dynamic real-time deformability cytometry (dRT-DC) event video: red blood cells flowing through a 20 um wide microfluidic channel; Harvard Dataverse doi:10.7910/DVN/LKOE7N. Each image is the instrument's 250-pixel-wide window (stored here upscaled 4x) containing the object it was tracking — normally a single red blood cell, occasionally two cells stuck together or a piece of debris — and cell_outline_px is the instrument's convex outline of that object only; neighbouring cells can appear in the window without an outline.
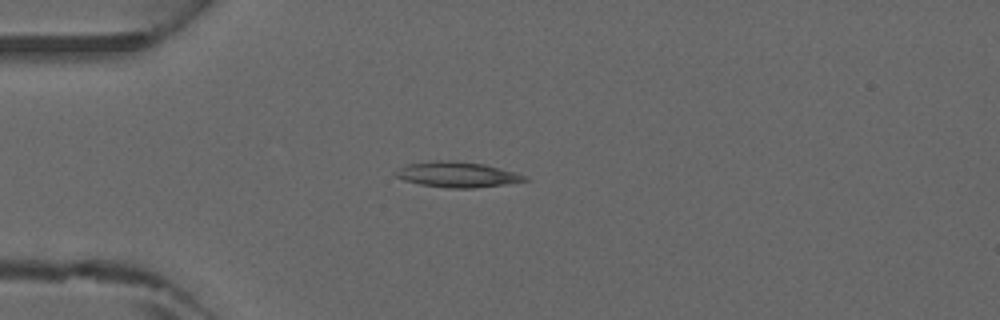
{"species": "common noctule bat (a hibernating species)", "species_latin": "Nyctalus noctula", "temperature_condition": "warm", "stored_images_in_passage": 2, "camera_frame_rate_fps": 3000, "um_per_image_px": 0.085, "animal": {"sex": "male", "forearm_length_mm": 52.5}, "frame": {"image": 1, "passage_image": 1, "time_ms": 0.0, "image_size_px": [1000, 320], "cell_outline_px": [[528, 180], [504, 184], [476, 188], [448, 188], [420, 184], [404, 180], [396, 176], [392, 172], [404, 164], [440, 160], [456, 160], [484, 164], [500, 168], [524, 176]], "centroid_in_image_um": [38.77, 14.82], "position_along_channel_um": 46.2, "area_um2": 19.07}}